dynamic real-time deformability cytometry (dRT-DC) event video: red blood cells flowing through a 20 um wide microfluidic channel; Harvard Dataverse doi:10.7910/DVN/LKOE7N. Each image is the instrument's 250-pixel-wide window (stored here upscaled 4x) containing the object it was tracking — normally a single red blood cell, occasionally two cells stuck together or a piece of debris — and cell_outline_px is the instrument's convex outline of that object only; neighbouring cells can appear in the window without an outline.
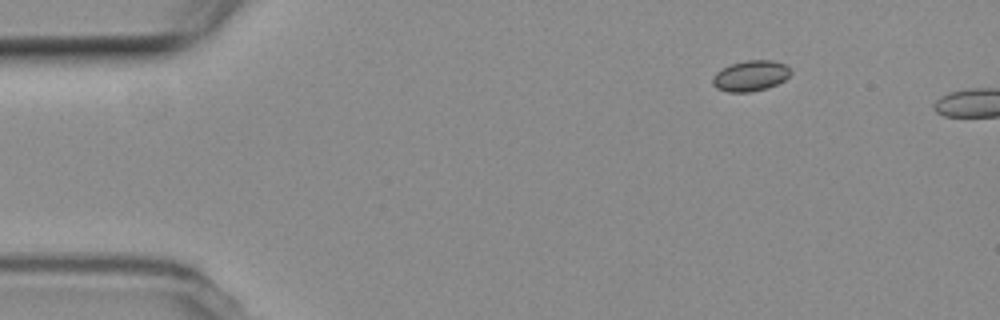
{"species": "common noctule bat (a hibernating species)", "species_latin": "Nyctalus noctula", "temperature_condition": "room temperature", "stored_images_in_passage": 4, "camera_frame_rate_fps": 3000, "um_per_image_px": 0.085, "animal": {"sex": "female", "body_mass_g": 19.3, "forearm_length_mm": 54.1}, "frame": {"image": 1, "passage_image": 1, "time_ms": 0.0, "image_size_px": [1000, 320], "cell_outline_px": [[792, 72], [784, 80], [768, 88], [752, 92], [728, 92], [716, 88], [712, 84], [712, 80], [716, 72], [732, 64], [748, 60], [772, 60], [784, 64]], "centroid_in_image_um": [63.79, 6.46], "position_along_channel_um": 21.2, "area_um2": 13.81}}